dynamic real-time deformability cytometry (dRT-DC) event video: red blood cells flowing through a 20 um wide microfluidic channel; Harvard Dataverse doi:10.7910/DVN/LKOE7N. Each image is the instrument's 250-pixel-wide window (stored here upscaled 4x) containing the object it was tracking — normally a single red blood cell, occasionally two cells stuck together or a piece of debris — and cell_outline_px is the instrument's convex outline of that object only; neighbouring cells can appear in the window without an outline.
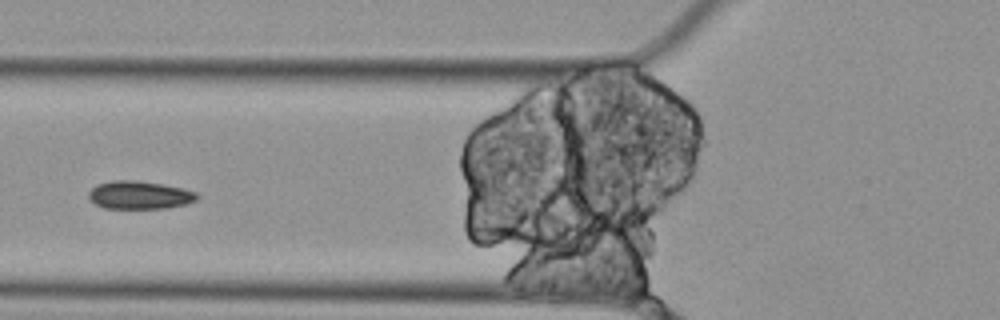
{"species": "Egyptian fruit bat (a non-hibernating species)", "species_latin": "Rousettus aegyptiacus", "temperature_condition": "cold", "stored_images_in_passage": 12, "segment_of_instrument_passage": [2, 2], "camera_frame_rate_fps": 3000, "um_per_image_px": 0.085, "animal": {"sex": "female"}, "frame": {"image": 1, "passage_image": 5, "time_ms": 1.333, "image_size_px": [1000, 320], "cell_outline_px": [[200, 196], [196, 200], [184, 204], [164, 208], [104, 208], [96, 204], [88, 196], [88, 192], [96, 184], [112, 180], [136, 180], [164, 184], [184, 188], [196, 192]], "centroid_in_image_um": [11.86, 16.56], "position_along_channel_um": 113.9, "area_um2": 17.74}}
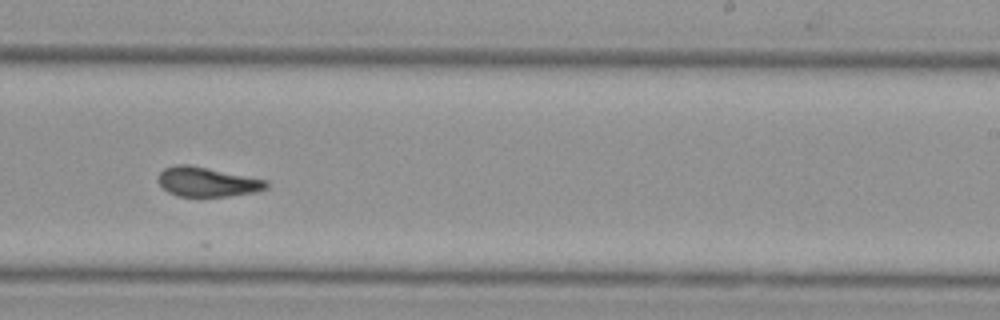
{"frame": {"image": 2, "passage_image": 9, "time_ms": 2.667, "image_size_px": [1000, 320], "cell_outline_px": [[268, 188], [256, 192], [228, 196], [176, 196], [168, 192], [156, 180], [160, 172], [164, 168], [176, 164], [188, 164], [268, 180]], "centroid_in_image_um": [17.6, 15.46], "position_along_channel_um": 271.4, "area_um2": 18.67}}
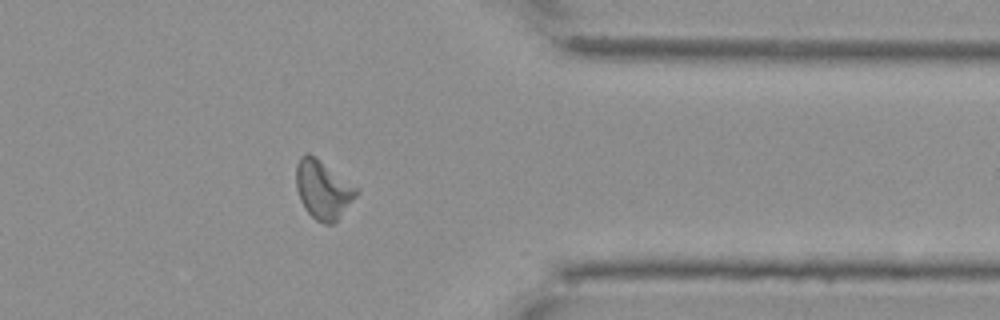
{"frame": {"image": 3, "passage_image": 12, "time_ms": 3.667, "image_size_px": [1000, 320], "cell_outline_px": [[356, 196], [336, 220], [332, 224], [324, 224], [316, 220], [304, 208], [300, 200], [296, 188], [296, 164], [300, 156], [304, 152], [308, 152], [316, 156], [356, 188]], "centroid_in_image_um": [27.38, 16.08], "position_along_channel_um": 384.0, "area_um2": 20.23}}